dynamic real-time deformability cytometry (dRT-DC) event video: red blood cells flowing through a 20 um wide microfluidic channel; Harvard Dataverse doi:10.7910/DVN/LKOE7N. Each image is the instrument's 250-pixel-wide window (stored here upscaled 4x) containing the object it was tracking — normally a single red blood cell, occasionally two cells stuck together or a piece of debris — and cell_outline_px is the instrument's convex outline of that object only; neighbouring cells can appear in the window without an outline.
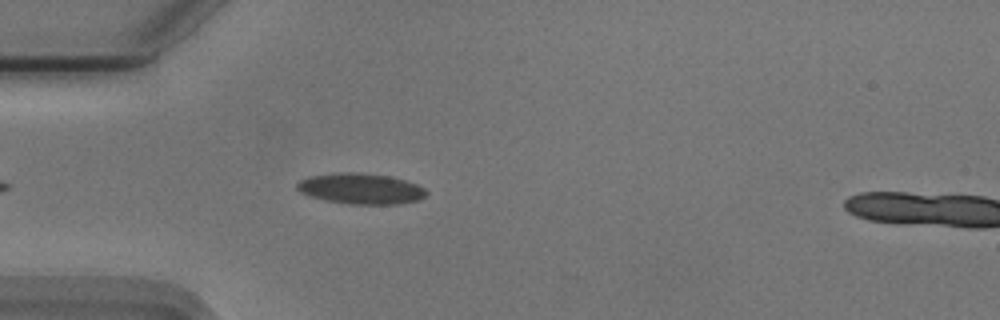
{"species": "Egyptian fruit bat (a non-hibernating species)", "species_latin": "Rousettus aegyptiacus", "temperature_condition": "cold", "stored_images_in_passage": 30, "camera_frame_rate_fps": 3000, "um_per_image_px": 0.085, "animal": {"sex": "male"}, "frame": {"image": 1, "passage_image": 6, "time_ms": 1.667, "image_size_px": [1000, 320], "cell_outline_px": [[428, 196], [420, 200], [400, 204], [348, 204], [324, 200], [300, 192], [296, 188], [296, 184], [300, 180], [308, 176], [336, 172], [352, 172], [388, 176], [404, 180], [416, 184], [424, 188], [428, 192]], "centroid_in_image_um": [30.68, 16.04], "position_along_channel_um": 54.3, "area_um2": 23.29}}
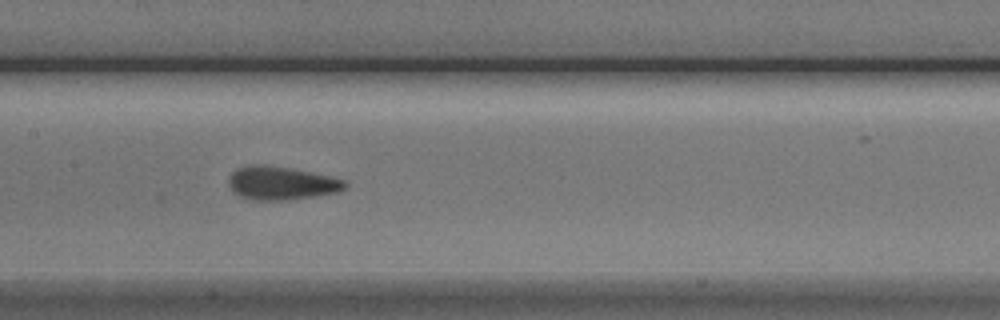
{"frame": {"image": 2, "passage_image": 17, "time_ms": 5.333, "image_size_px": [1000, 320], "cell_outline_px": [[348, 184], [344, 188], [336, 192], [288, 200], [252, 200], [240, 196], [232, 192], [228, 184], [228, 176], [236, 168], [248, 164], [264, 164], [292, 168], [328, 176], [344, 180]], "centroid_in_image_um": [23.82, 15.55], "position_along_channel_um": 183.6, "area_um2": 22.72}}
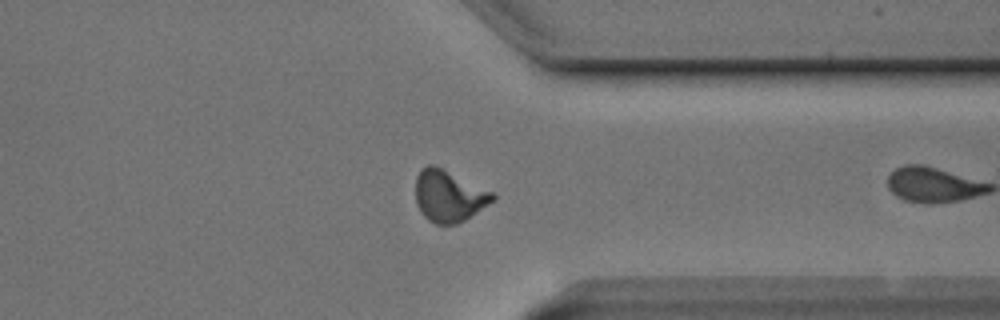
{"frame": {"image": 3, "passage_image": 29, "time_ms": 9.333, "image_size_px": [1000, 320], "cell_outline_px": [[496, 200], [464, 220], [456, 224], [436, 224], [428, 220], [420, 212], [416, 204], [416, 176], [420, 168], [428, 164], [432, 164], [492, 192], [496, 196]], "centroid_in_image_um": [38.12, 16.67], "position_along_channel_um": 373.3, "area_um2": 23.0}}